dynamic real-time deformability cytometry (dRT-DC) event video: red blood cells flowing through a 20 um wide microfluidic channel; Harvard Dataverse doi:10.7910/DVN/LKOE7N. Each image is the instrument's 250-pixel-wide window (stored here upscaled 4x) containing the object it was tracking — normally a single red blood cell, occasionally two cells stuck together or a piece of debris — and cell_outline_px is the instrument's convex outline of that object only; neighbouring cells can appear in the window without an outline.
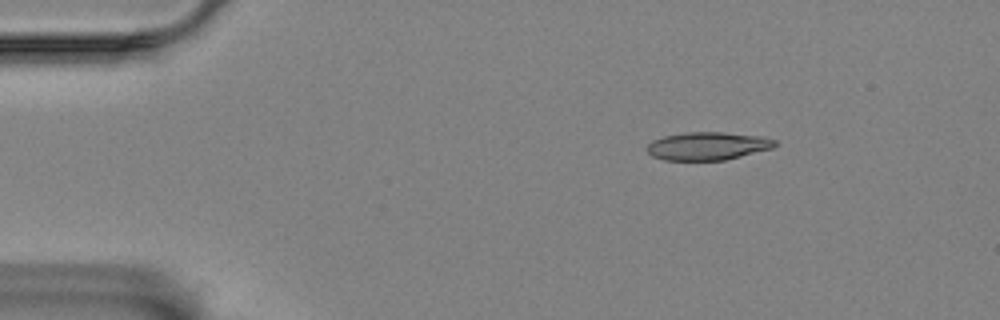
{"species": "Egyptian fruit bat (a non-hibernating species)", "species_latin": "Rousettus aegyptiacus", "temperature_condition": "room temperature", "stored_images_in_passage": 43, "camera_frame_rate_fps": 3000, "um_per_image_px": 0.085, "animal": {"sex": "female"}, "frame": {"image": 1, "passage_image": 1, "time_ms": 0.0, "image_size_px": [1000, 320], "cell_outline_px": [[776, 144], [772, 148], [724, 160], [664, 160], [652, 156], [648, 152], [648, 144], [652, 140], [664, 136], [684, 132], [724, 132], [764, 136], [776, 140]], "centroid_in_image_um": [60.15, 12.4], "position_along_channel_um": 24.8, "area_um2": 20.87}}
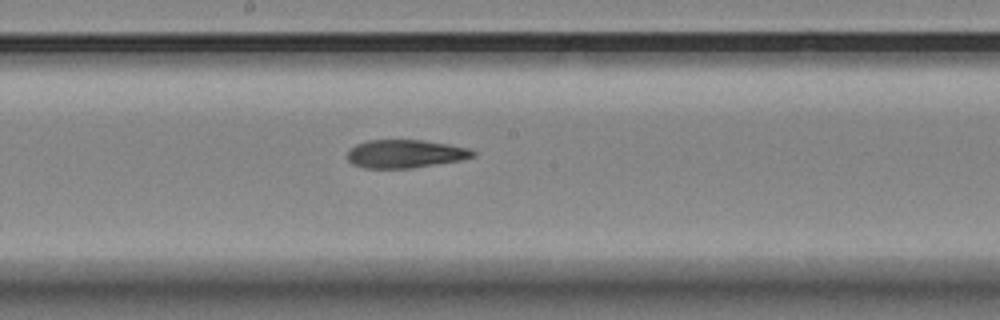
{"frame": {"image": 2, "passage_image": 23, "time_ms": 7.333, "image_size_px": [1000, 320], "cell_outline_px": [[476, 156], [460, 160], [412, 168], [364, 168], [352, 164], [348, 160], [348, 152], [356, 144], [368, 140], [420, 140], [448, 144], [468, 148], [476, 152]], "centroid_in_image_um": [34.45, 13.07], "position_along_channel_um": 213.8, "area_um2": 20.52}}
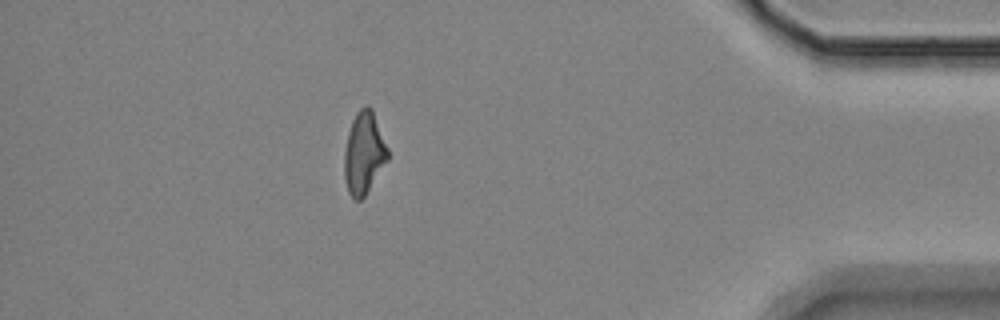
{"frame": {"image": 3, "passage_image": 43, "time_ms": 14.0, "image_size_px": [1000, 320], "cell_outline_px": [[388, 160], [364, 196], [360, 200], [356, 200], [348, 192], [344, 176], [344, 152], [348, 132], [352, 120], [356, 112], [364, 104], [368, 104], [372, 108], [388, 148]], "centroid_in_image_um": [30.93, 12.97], "position_along_channel_um": 404.3, "area_um2": 20.81}, "authors_computed_cell_mechanics": {"area_um2": 21.2704, "velocity_mm_per_s": 3.4838, "shape_relaxation_time_tau1_ms": null, "shape_relaxation_time_tau2_ms": 4.5503, "deformation_change_tau1": null, "deformation_change_tau2": 0.1406}}